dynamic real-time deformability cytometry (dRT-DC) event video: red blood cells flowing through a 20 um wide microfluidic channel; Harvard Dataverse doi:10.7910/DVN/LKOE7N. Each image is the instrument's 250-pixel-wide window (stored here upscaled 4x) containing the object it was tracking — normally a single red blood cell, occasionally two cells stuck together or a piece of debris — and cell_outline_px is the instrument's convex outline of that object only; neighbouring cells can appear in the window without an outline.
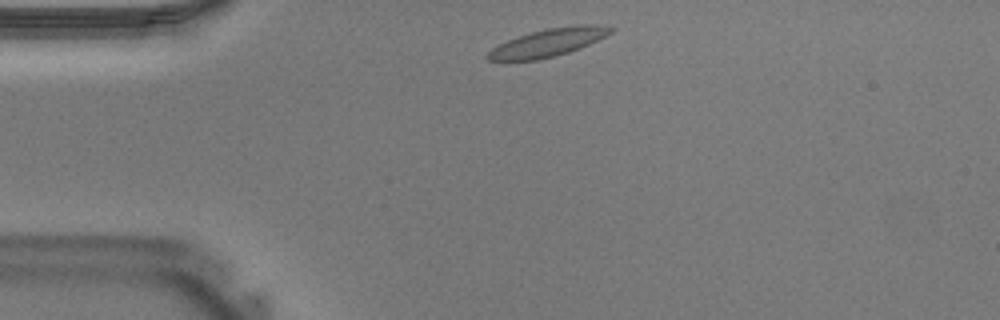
{"species": "Egyptian fruit bat (a non-hibernating species)", "species_latin": "Rousettus aegyptiacus", "temperature_condition": "warm", "stored_images_in_passage": 34, "camera_frame_rate_fps": 3000, "um_per_image_px": 0.085, "animal": {"sex": "male"}, "frame": {"image": 1, "passage_image": 2, "time_ms": 0.333, "image_size_px": [1000, 320], "cell_outline_px": [[616, 28], [612, 32], [580, 48], [556, 56], [536, 60], [488, 60], [484, 56], [492, 48], [508, 40], [532, 32], [548, 28], [580, 24], [604, 24]], "centroid_in_image_um": [46.64, 3.6], "position_along_channel_um": 38.4, "area_um2": 19.77}}
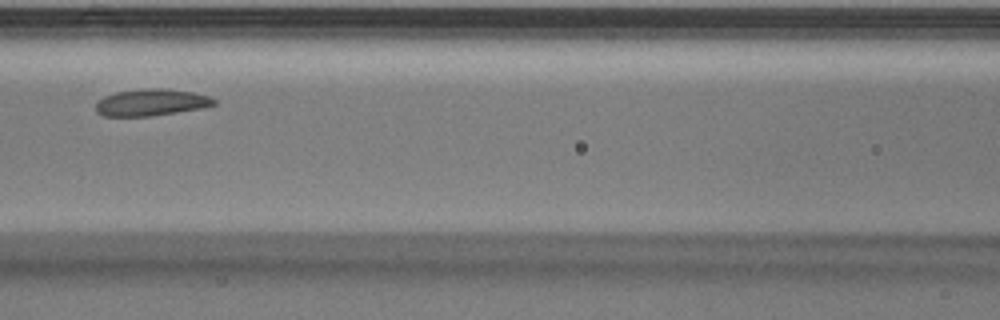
{"frame": {"image": 2, "passage_image": 11, "time_ms": 3.333, "image_size_px": [1000, 320], "cell_outline_px": [[216, 104], [204, 108], [152, 116], [104, 116], [96, 112], [96, 104], [104, 96], [116, 92], [152, 88], [160, 88], [192, 92], [208, 96], [216, 100]], "centroid_in_image_um": [12.87, 8.72], "position_along_channel_um": 153.7, "area_um2": 18.32}}
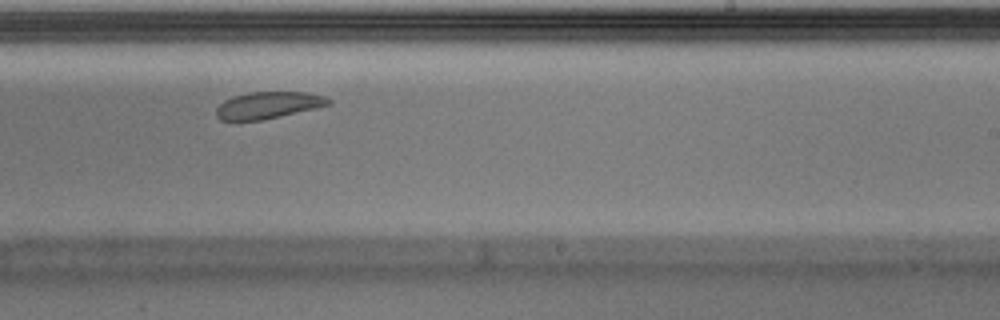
{"frame": {"image": 3, "passage_image": 18, "time_ms": 5.667, "image_size_px": [1000, 320], "cell_outline_px": [[332, 104], [316, 108], [280, 116], [260, 120], [220, 120], [216, 116], [216, 108], [224, 100], [232, 96], [248, 92], [308, 92], [324, 96], [332, 100]], "centroid_in_image_um": [22.8, 8.93], "position_along_channel_um": 266.2, "area_um2": 17.57}}